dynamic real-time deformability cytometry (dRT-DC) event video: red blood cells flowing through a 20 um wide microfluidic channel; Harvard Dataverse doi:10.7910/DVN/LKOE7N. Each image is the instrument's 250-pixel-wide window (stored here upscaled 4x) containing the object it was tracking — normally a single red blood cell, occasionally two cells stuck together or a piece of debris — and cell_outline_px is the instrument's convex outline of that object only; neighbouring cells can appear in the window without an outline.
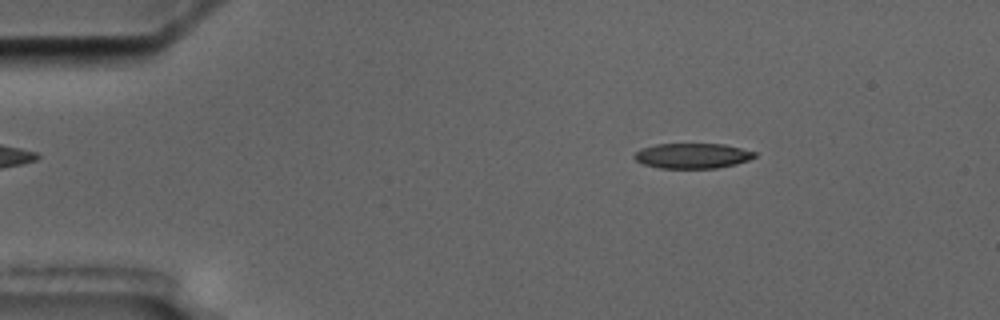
{"species": "common noctule bat (a hibernating species)", "species_latin": "Nyctalus noctula", "temperature_condition": "cold", "stored_images_in_passage": 6, "camera_frame_rate_fps": 3000, "um_per_image_px": 0.085, "animal": {"sex": "male", "body_mass_g": 17.5, "forearm_length_mm": 52.3}, "frame": {"image": 1, "passage_image": 3, "time_ms": 2.333, "image_size_px": [1000, 320], "cell_outline_px": [[756, 156], [748, 160], [736, 164], [716, 168], [660, 168], [644, 164], [636, 160], [632, 156], [640, 148], [656, 144], [724, 144], [756, 152]], "centroid_in_image_um": [58.84, 13.24], "position_along_channel_um": 26.2, "area_um2": 17.63}}
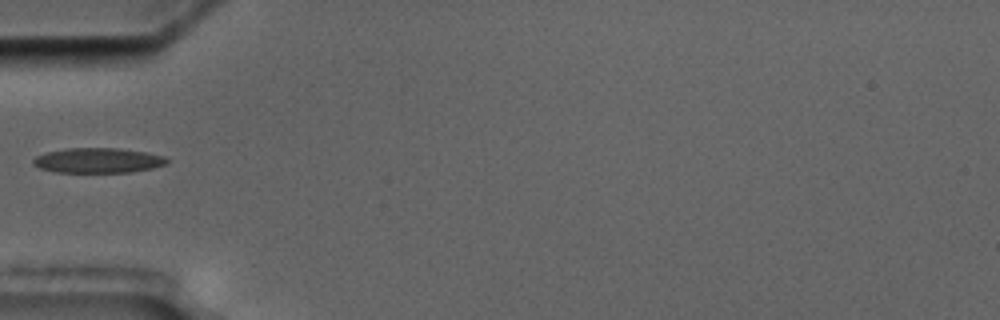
{"frame": {"image": 2, "passage_image": 6, "time_ms": 5.667, "image_size_px": [1000, 320], "cell_outline_px": [[168, 160], [164, 164], [152, 168], [132, 172], [56, 172], [40, 168], [32, 164], [32, 160], [36, 156], [48, 152], [64, 148], [116, 148], [144, 152], [164, 156]], "centroid_in_image_um": [8.29, 13.63], "position_along_channel_um": 76.7, "area_um2": 19.31}}